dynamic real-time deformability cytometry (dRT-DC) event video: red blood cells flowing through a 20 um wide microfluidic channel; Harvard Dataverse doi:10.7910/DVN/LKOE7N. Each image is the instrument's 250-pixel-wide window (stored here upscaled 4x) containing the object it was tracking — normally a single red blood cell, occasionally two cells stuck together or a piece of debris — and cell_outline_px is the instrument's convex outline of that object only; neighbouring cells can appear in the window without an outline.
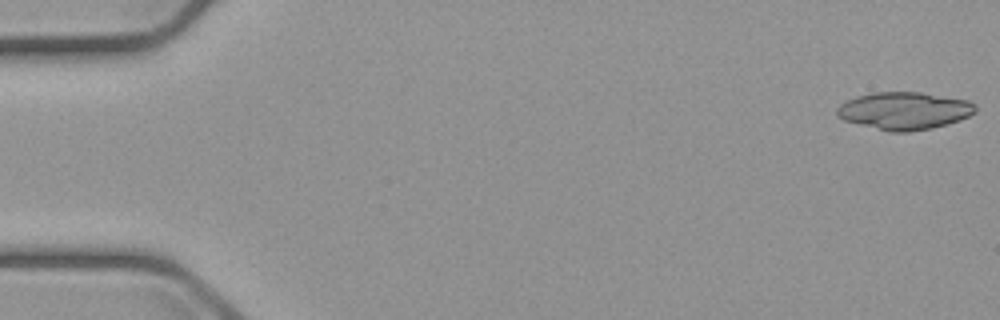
{"species": "common noctule bat (a hibernating species)", "species_latin": "Nyctalus noctula", "temperature_condition": "cold", "stored_images_in_passage": 5, "segment_of_instrument_passage": [2, 2], "camera_frame_rate_fps": 3000, "um_per_image_px": 0.085, "animal": {"sex": "male", "body_mass_g": 23.1, "forearm_length_mm": 52.7}, "frame": {"image": 1, "passage_image": 5, "time_ms": 6.0, "image_size_px": [1000, 320], "cell_outline_px": [[976, 112], [960, 120], [948, 124], [932, 128], [908, 132], [888, 132], [844, 120], [836, 116], [836, 108], [840, 104], [856, 96], [872, 92], [920, 92], [968, 100], [976, 104]], "centroid_in_image_um": [76.86, 9.42], "position_along_channel_um": 8.1, "area_um2": 30.46}}